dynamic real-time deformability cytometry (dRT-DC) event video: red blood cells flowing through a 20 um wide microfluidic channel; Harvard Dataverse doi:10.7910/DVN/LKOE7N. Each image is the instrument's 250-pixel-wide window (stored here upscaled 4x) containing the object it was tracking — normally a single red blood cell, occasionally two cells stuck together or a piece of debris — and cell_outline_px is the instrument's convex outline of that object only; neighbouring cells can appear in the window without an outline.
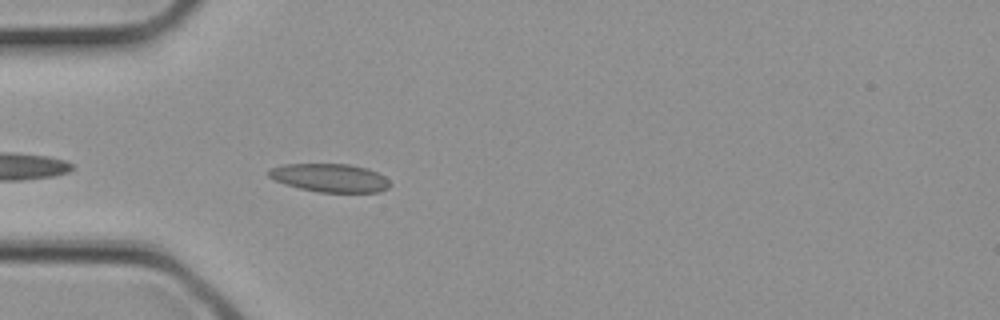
{"species": "common noctule bat (a hibernating species)", "species_latin": "Nyctalus noctula", "temperature_condition": "cold", "stored_images_in_passage": 23, "camera_frame_rate_fps": 3000, "um_per_image_px": 0.085, "animal": {"sex": "female", "body_mass_g": 21.9}, "frame": {"image": 1, "passage_image": 5, "time_ms": 1.333, "image_size_px": [1000, 320], "cell_outline_px": [[392, 184], [388, 188], [380, 192], [320, 192], [300, 188], [284, 184], [268, 176], [268, 172], [272, 168], [284, 164], [348, 164], [368, 168], [384, 176]], "centroid_in_image_um": [28.08, 15.12], "position_along_channel_um": 56.9, "area_um2": 19.94}}
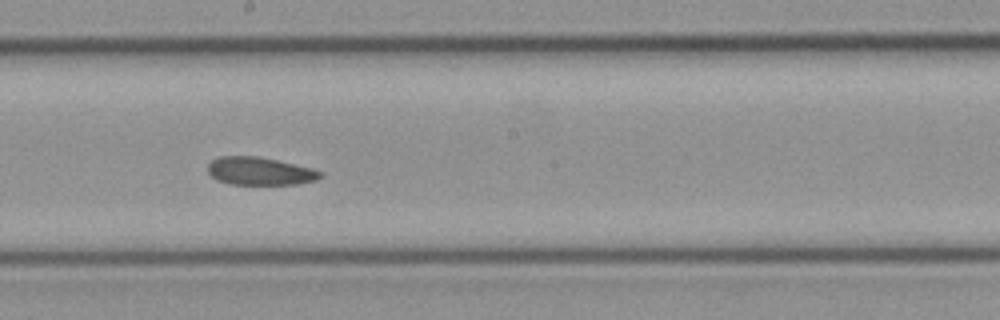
{"frame": {"image": 2, "passage_image": 13, "time_ms": 4.0, "image_size_px": [1000, 320], "cell_outline_px": [[324, 172], [316, 180], [296, 184], [232, 184], [216, 180], [208, 172], [208, 164], [212, 160], [220, 156], [260, 156], [312, 168]], "centroid_in_image_um": [22.08, 14.54], "position_along_channel_um": 226.1, "area_um2": 18.26}}
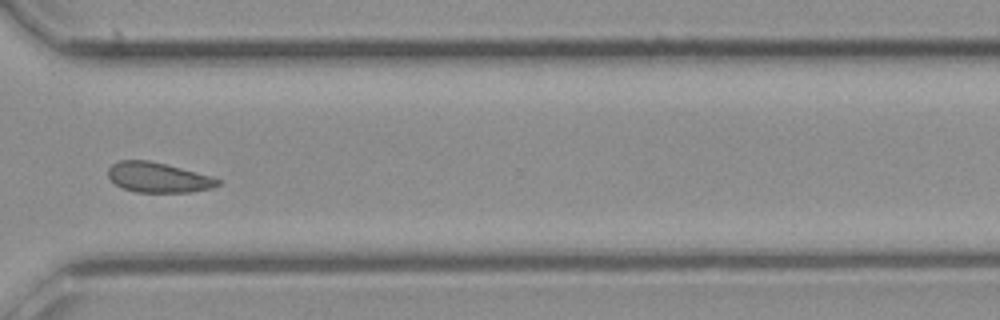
{"frame": {"image": 3, "passage_image": 19, "time_ms": 6.0, "image_size_px": [1000, 320], "cell_outline_px": [[220, 184], [212, 188], [188, 192], [136, 192], [124, 188], [116, 184], [108, 176], [108, 168], [112, 164], [120, 160], [148, 160], [212, 176], [220, 180]], "centroid_in_image_um": [13.44, 15.08], "position_along_channel_um": 357.2, "area_um2": 18.96}}